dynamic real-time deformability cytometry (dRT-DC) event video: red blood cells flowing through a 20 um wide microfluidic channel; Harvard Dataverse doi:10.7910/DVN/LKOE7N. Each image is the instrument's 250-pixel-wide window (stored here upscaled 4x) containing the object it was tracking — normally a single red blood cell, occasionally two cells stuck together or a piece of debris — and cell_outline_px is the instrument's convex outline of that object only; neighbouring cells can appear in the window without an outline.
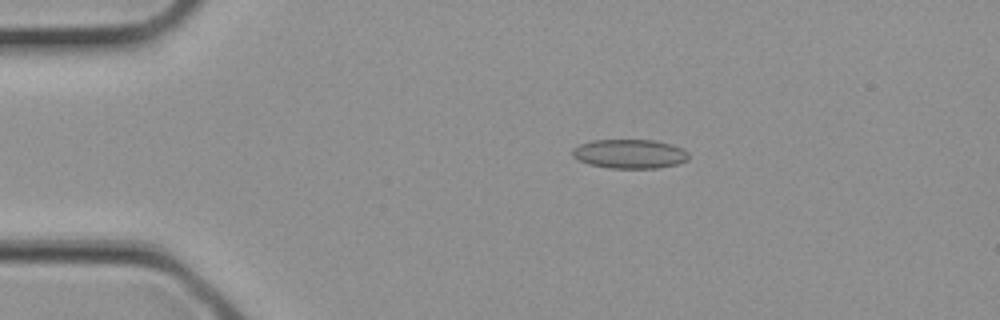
{"species": "common noctule bat (a hibernating species)", "species_latin": "Nyctalus noctula", "temperature_condition": "cold", "stored_images_in_passage": 3, "camera_frame_rate_fps": 3000, "um_per_image_px": 0.085, "animal": {"sex": "female", "body_mass_g": 21.9}, "frame": {"image": 1, "passage_image": 3, "time_ms": 0.667, "image_size_px": [1000, 320], "cell_outline_px": [[688, 160], [680, 164], [656, 168], [608, 168], [588, 164], [572, 156], [572, 148], [580, 144], [592, 140], [652, 140], [672, 144], [684, 148], [688, 152]], "centroid_in_image_um": [53.55, 13.08], "position_along_channel_um": 31.5, "area_um2": 19.94}}